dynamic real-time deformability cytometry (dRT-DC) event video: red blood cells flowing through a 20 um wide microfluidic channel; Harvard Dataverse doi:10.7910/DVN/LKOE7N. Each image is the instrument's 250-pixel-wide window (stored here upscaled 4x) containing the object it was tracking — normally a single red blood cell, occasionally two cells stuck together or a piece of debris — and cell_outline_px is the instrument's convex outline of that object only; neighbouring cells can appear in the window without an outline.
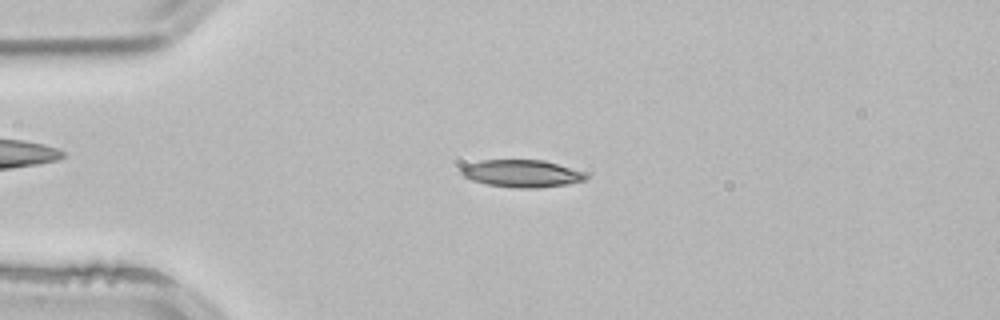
{"species": "common noctule bat (a hibernating species)", "species_latin": "Nyctalus noctula", "temperature_condition": "room temperature", "stored_images_in_passage": 3, "camera_frame_rate_fps": 3000, "um_per_image_px": 0.085, "animal": {"sex": "male", "body_mass_g": 21.5, "forearm_length_mm": 52.0}, "frame": {"image": 1, "passage_image": 2, "time_ms": 0.333, "image_size_px": [1000, 320], "cell_outline_px": [[588, 176], [584, 180], [568, 184], [536, 188], [512, 188], [488, 184], [472, 180], [464, 176], [460, 172], [460, 168], [468, 164], [480, 160], [544, 160], [584, 172]], "centroid_in_image_um": [44.34, 14.75], "position_along_channel_um": 40.7, "area_um2": 19.77}}
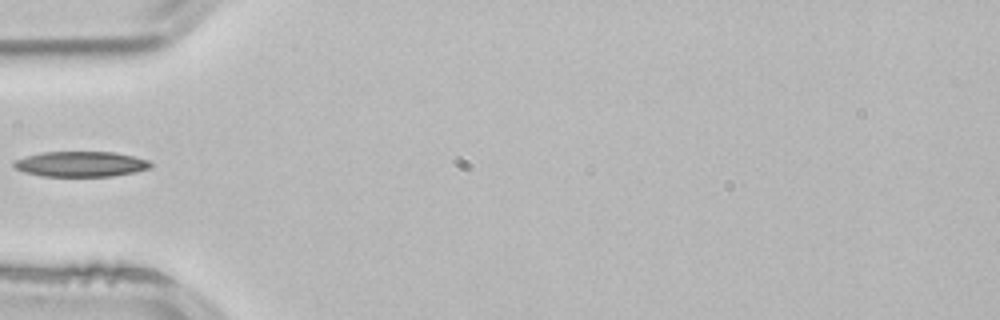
{"frame": {"image": 2, "passage_image": 3, "time_ms": 0.667, "image_size_px": [1000, 320], "cell_outline_px": [[152, 168], [112, 176], [44, 176], [24, 172], [12, 168], [12, 160], [44, 152], [116, 152], [148, 160], [152, 164]], "centroid_in_image_um": [6.83, 13.94], "position_along_channel_um": 78.2, "area_um2": 20.17}}